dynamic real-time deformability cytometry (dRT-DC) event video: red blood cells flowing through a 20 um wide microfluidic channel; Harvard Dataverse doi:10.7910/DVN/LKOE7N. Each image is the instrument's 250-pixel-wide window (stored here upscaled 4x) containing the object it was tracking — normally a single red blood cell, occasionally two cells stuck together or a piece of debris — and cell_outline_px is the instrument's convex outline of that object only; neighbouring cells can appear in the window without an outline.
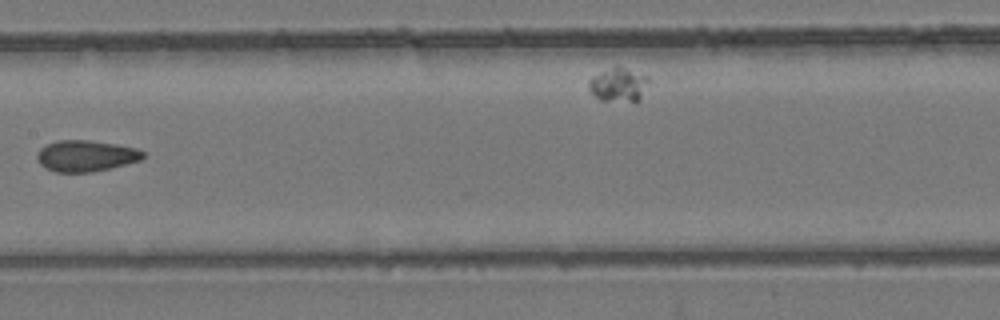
{"species": "common noctule bat (a hibernating species)", "species_latin": "Nyctalus noctula", "temperature_condition": "room temperature", "stored_images_in_passage": 8, "camera_frame_rate_fps": 3000, "um_per_image_px": 0.085, "animal": {"sex": "female", "body_mass_g": 24.6, "forearm_length_mm": 56.2}, "frame": {"image": 1, "passage_image": 7, "time_ms": 2.0, "image_size_px": [1000, 320], "cell_outline_px": [[144, 156], [140, 160], [92, 172], [56, 172], [40, 164], [36, 156], [40, 148], [56, 140], [88, 140], [136, 148], [144, 152]], "centroid_in_image_um": [7.27, 13.24], "position_along_channel_um": 200.1, "area_um2": 18.9}}